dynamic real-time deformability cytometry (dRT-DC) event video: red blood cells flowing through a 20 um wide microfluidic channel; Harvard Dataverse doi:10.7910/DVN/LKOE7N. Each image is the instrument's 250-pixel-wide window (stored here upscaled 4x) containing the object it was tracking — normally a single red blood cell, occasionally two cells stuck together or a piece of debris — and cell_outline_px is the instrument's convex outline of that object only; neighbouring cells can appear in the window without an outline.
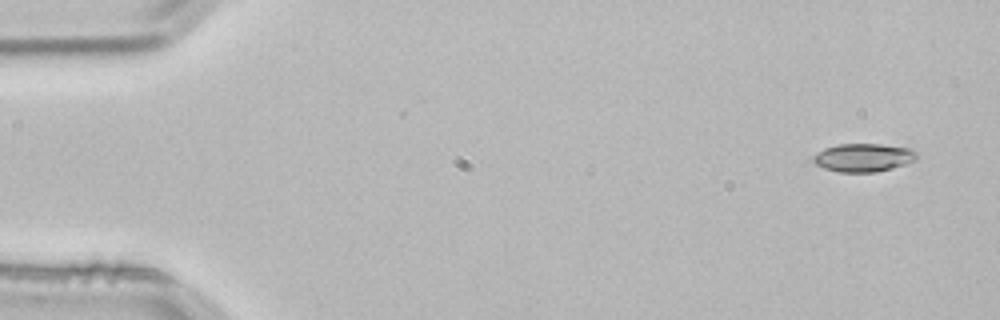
{"species": "common noctule bat (a hibernating species)", "species_latin": "Nyctalus noctula", "temperature_condition": "room temperature", "stored_images_in_passage": 3, "camera_frame_rate_fps": 3000, "um_per_image_px": 0.085, "animal": {"sex": "male", "body_mass_g": 21.5, "forearm_length_mm": 52.0}, "frame": {"image": 1, "passage_image": 1, "time_ms": 0.0, "image_size_px": [1000, 320], "cell_outline_px": [[916, 160], [892, 168], [876, 172], [840, 172], [824, 168], [816, 164], [812, 160], [812, 156], [816, 152], [824, 148], [836, 144], [880, 144], [912, 148], [916, 152]], "centroid_in_image_um": [73.36, 13.38], "position_along_channel_um": 11.6, "area_um2": 17.11}}
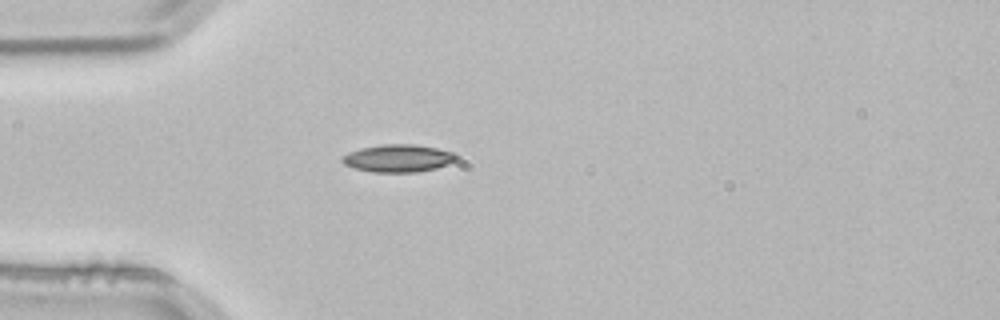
{"frame": {"image": 2, "passage_image": 3, "time_ms": 0.667, "image_size_px": [1000, 320], "cell_outline_px": [[456, 160], [448, 164], [436, 168], [416, 172], [372, 172], [356, 168], [344, 164], [340, 160], [340, 156], [348, 152], [360, 148], [384, 144], [412, 144], [436, 148], [452, 152], [456, 156]], "centroid_in_image_um": [33.79, 13.45], "position_along_channel_um": 51.2, "area_um2": 18.26}}